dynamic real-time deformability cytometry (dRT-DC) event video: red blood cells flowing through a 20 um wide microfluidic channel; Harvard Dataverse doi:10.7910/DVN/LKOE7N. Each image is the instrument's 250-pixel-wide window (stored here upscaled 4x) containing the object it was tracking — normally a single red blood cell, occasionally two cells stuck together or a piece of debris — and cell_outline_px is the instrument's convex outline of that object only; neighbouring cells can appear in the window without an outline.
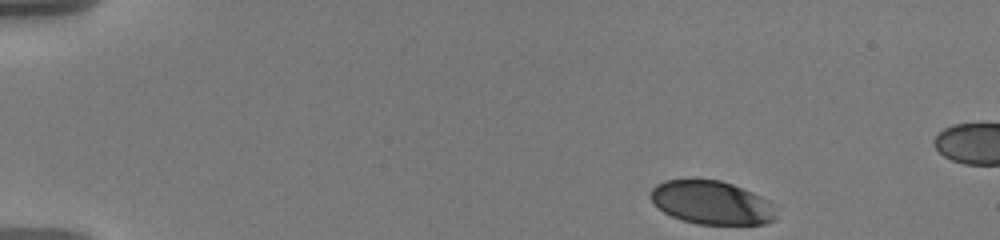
{"species": "human", "species_latin": "Homo sapiens", "temperature_condition": "warm", "stored_images_in_passage": 50, "camera_frame_rate_fps": 3000, "um_per_image_px": 0.085, "donor": {"sex": "male"}, "frame": {"image": 1, "passage_image": 1, "time_ms": 0.0, "image_size_px": [1000, 240], "cell_outline_px": [[776, 220], [764, 224], [696, 224], [672, 216], [664, 212], [648, 196], [652, 188], [656, 184], [664, 180], [720, 180], [732, 184], [752, 192], [768, 200], [776, 216]], "centroid_in_image_um": [60.47, 17.22], "position_along_channel_um": 24.5, "area_um2": 31.5}}
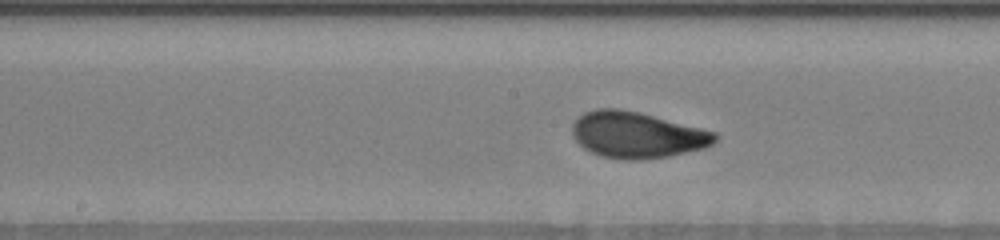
{"frame": {"image": 2, "passage_image": 24, "time_ms": 7.667, "image_size_px": [1000, 240], "cell_outline_px": [[720, 136], [712, 144], [704, 148], [668, 156], [640, 160], [624, 160], [600, 156], [584, 148], [572, 136], [572, 124], [584, 112], [596, 108], [620, 108], [640, 112], [716, 132]], "centroid_in_image_um": [54.14, 11.46], "position_along_channel_um": 194.1, "area_um2": 38.55}}
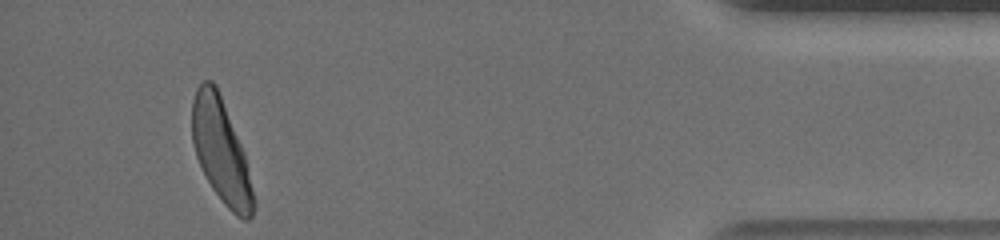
{"frame": {"image": 3, "passage_image": 47, "time_ms": 15.333, "image_size_px": [1000, 240], "cell_outline_px": [[256, 204], [252, 216], [248, 220], [244, 220], [236, 216], [224, 204], [212, 188], [196, 156], [192, 140], [192, 100], [196, 88], [200, 80], [212, 80], [216, 84], [244, 152], [256, 200]], "centroid_in_image_um": [18.8, 12.84], "position_along_channel_um": 416.4, "area_um2": 37.11}}